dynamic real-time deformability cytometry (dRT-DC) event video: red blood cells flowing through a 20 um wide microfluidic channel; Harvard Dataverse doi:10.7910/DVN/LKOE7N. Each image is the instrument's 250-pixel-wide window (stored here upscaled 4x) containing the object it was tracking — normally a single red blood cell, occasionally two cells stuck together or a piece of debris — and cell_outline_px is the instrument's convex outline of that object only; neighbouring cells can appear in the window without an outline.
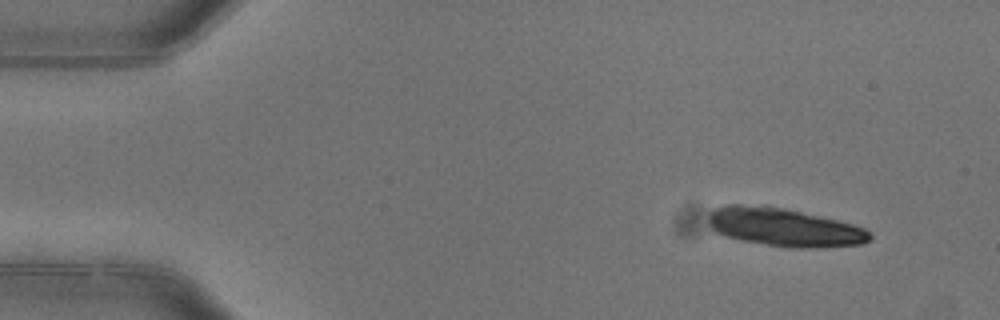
{"species": "common noctule bat (a hibernating species)", "species_latin": "Nyctalus noctula", "temperature_condition": "warm", "stored_images_in_passage": 3, "camera_frame_rate_fps": 3000, "um_per_image_px": 0.085, "animal": {"sex": "female"}, "frame": {"image": 1, "passage_image": 1, "time_ms": 0.0, "image_size_px": [1000, 320], "cell_outline_px": [[872, 240], [860, 244], [820, 248], [788, 248], [740, 240], [724, 236], [716, 232], [708, 224], [708, 212], [712, 208], [724, 204], [764, 204], [784, 208], [836, 220], [852, 224], [864, 228], [872, 236]], "centroid_in_image_um": [66.58, 19.31], "position_along_channel_um": 18.4, "area_um2": 36.53}}